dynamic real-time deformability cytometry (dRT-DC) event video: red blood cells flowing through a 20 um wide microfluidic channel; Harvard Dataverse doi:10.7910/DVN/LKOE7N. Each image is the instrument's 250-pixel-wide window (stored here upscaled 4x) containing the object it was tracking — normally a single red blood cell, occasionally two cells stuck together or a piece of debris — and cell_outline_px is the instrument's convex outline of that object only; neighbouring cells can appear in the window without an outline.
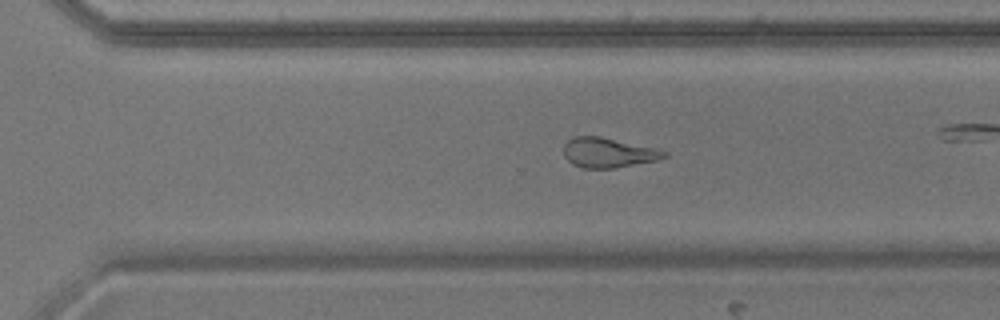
{"species": "common noctule bat (a hibernating species)", "species_latin": "Nyctalus noctula", "temperature_condition": "warm", "stored_images_in_passage": 42, "camera_frame_rate_fps": 3000, "um_per_image_px": 0.085, "animal": {"sex": "male", "body_mass_g": 17.9}, "frame": {"image": 1, "passage_image": 36, "time_ms": 11.667, "image_size_px": [1000, 320], "cell_outline_px": [[668, 156], [656, 160], [616, 168], [584, 168], [572, 164], [564, 156], [564, 144], [568, 140], [576, 136], [600, 136], [656, 148], [668, 152]], "centroid_in_image_um": [51.7, 12.97], "position_along_channel_um": 318.9, "area_um2": 17.46}}